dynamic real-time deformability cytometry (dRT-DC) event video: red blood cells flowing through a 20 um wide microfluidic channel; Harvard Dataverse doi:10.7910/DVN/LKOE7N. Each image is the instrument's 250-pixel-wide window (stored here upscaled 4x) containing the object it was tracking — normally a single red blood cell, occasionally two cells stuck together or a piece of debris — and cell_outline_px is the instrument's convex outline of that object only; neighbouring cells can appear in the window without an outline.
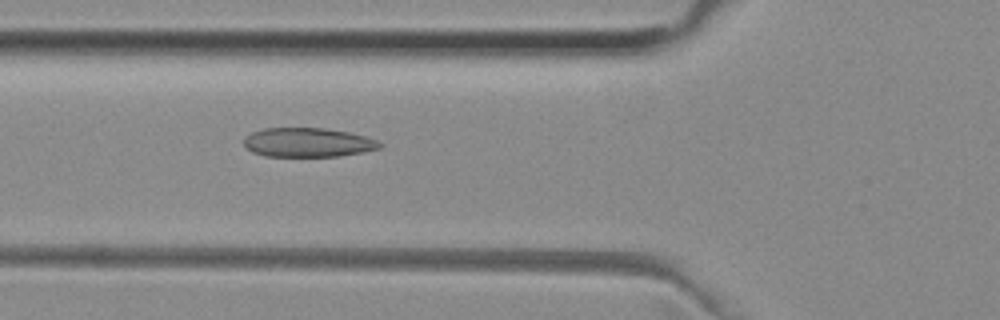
{"species": "common noctule bat (a hibernating species)", "species_latin": "Nyctalus noctula", "temperature_condition": "room temperature", "stored_images_in_passage": 51, "camera_frame_rate_fps": 3000, "um_per_image_px": 0.085, "animal": {"sex": "female", "body_mass_g": 29.2, "forearm_length_mm": 56.3}, "frame": {"image": 1, "passage_image": 18, "time_ms": 5.667, "image_size_px": [1000, 320], "cell_outline_px": [[384, 144], [380, 148], [364, 152], [340, 156], [264, 156], [252, 152], [244, 144], [244, 136], [252, 132], [264, 128], [324, 128], [348, 132], [364, 136], [376, 140]], "centroid_in_image_um": [26.17, 12.11], "position_along_channel_um": 99.6, "area_um2": 23.12}}
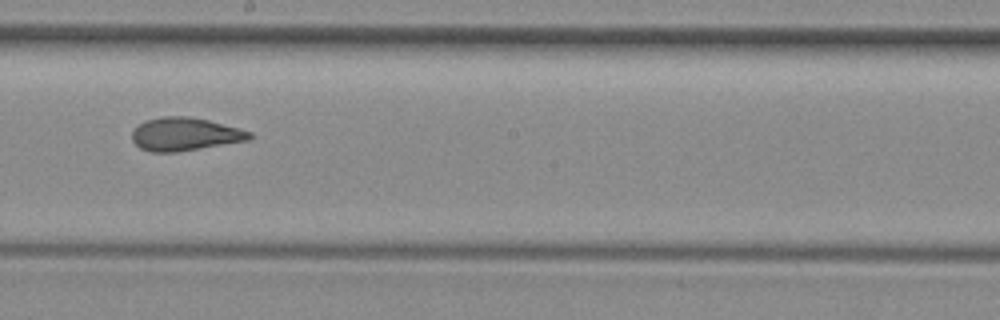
{"frame": {"image": 2, "passage_image": 28, "time_ms": 9.0, "image_size_px": [1000, 320], "cell_outline_px": [[252, 136], [248, 140], [176, 152], [152, 152], [140, 148], [132, 140], [132, 132], [144, 120], [164, 116], [188, 116], [208, 120], [252, 132]], "centroid_in_image_um": [15.69, 11.4], "position_along_channel_um": 232.5, "area_um2": 22.43}}
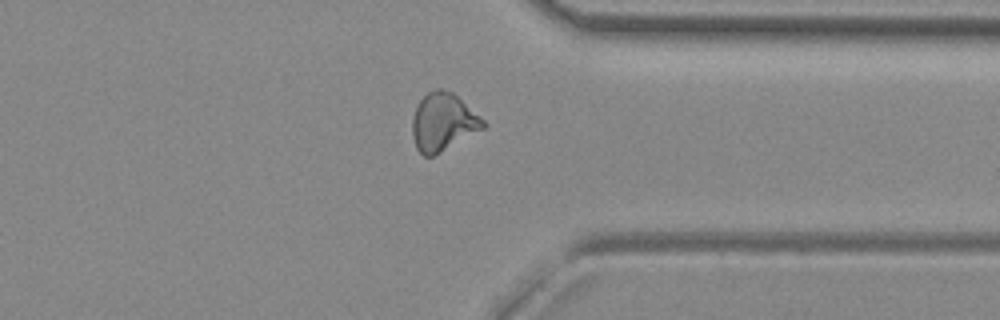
{"frame": {"image": 3, "passage_image": 39, "time_ms": 12.667, "image_size_px": [1000, 320], "cell_outline_px": [[488, 124], [484, 128], [440, 152], [432, 156], [424, 156], [416, 148], [412, 136], [412, 120], [416, 108], [420, 100], [428, 92], [436, 88], [440, 88], [452, 92], [480, 116]], "centroid_in_image_um": [37.65, 10.37], "position_along_channel_um": 373.7, "area_um2": 23.58}, "authors_computed_cell_mechanics": {"area_um2": 23.4668, "velocity_mm_per_s": 3.9767, "shape_relaxation_time_tau1_ms": null, "shape_relaxation_time_tau2_ms": 1.3849, "deformation_change_tau1": null, "deformation_change_tau2": 0.0847}}